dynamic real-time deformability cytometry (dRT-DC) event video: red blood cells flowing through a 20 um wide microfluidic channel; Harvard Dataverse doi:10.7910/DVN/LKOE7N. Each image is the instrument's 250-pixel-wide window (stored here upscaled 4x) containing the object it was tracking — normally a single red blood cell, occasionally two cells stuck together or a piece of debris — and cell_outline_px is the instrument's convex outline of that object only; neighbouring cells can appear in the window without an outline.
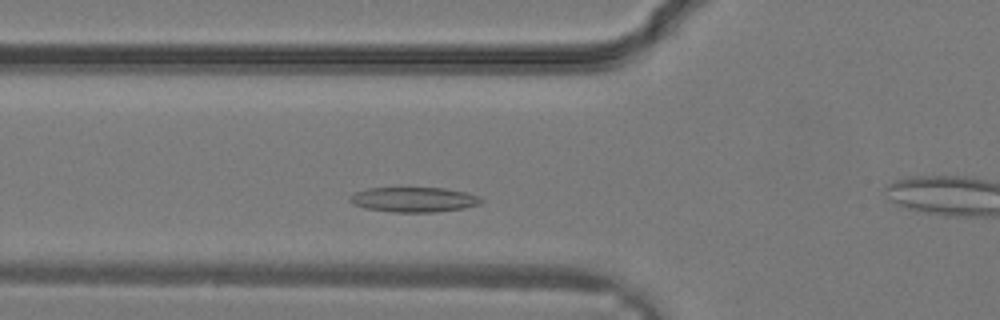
{"species": "common noctule bat (a hibernating species)", "species_latin": "Nyctalus noctula", "temperature_condition": "warm", "stored_images_in_passage": 30, "camera_frame_rate_fps": 3000, "um_per_image_px": 0.085, "animal": {"sex": "male", "body_mass_g": 19.2, "forearm_length_mm": 51.8}, "frame": {"image": 1, "passage_image": 8, "time_ms": 2.333, "image_size_px": [1000, 320], "cell_outline_px": [[484, 200], [480, 204], [464, 208], [436, 212], [392, 212], [368, 208], [356, 204], [348, 200], [348, 196], [356, 192], [368, 188], [444, 188], [464, 192], [480, 196]], "centroid_in_image_um": [35.21, 16.96], "position_along_channel_um": 90.6, "area_um2": 18.96}}
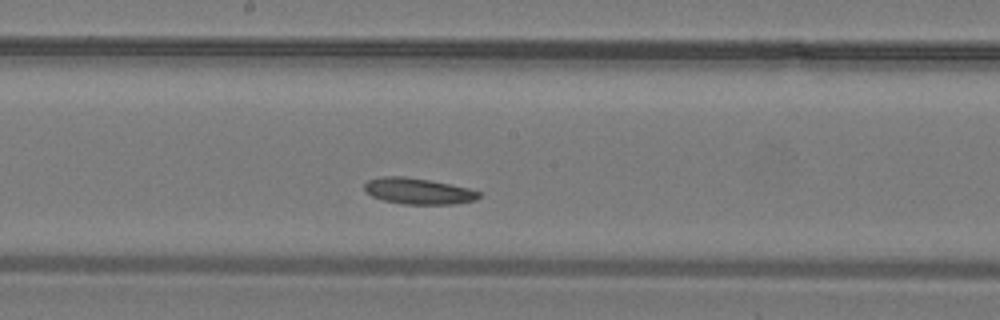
{"frame": {"image": 2, "passage_image": 14, "time_ms": 4.333, "image_size_px": [1000, 320], "cell_outline_px": [[484, 192], [476, 200], [452, 204], [404, 204], [384, 200], [372, 196], [364, 192], [364, 184], [368, 180], [380, 176], [404, 176], [428, 180], [468, 188]], "centroid_in_image_um": [35.54, 16.24], "position_along_channel_um": 212.7, "area_um2": 17.46}}
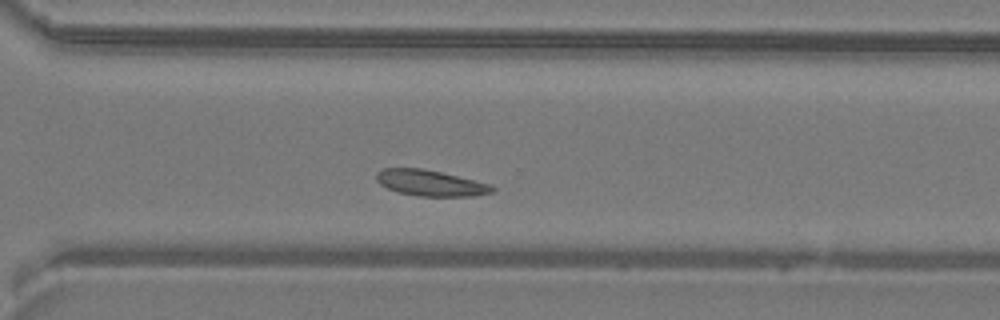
{"frame": {"image": 3, "passage_image": 20, "time_ms": 6.333, "image_size_px": [1000, 320], "cell_outline_px": [[496, 188], [492, 192], [472, 196], [416, 196], [396, 192], [380, 184], [376, 180], [376, 172], [380, 168], [424, 168], [492, 184]], "centroid_in_image_um": [36.56, 15.55], "position_along_channel_um": 334.0, "area_um2": 17.69}}